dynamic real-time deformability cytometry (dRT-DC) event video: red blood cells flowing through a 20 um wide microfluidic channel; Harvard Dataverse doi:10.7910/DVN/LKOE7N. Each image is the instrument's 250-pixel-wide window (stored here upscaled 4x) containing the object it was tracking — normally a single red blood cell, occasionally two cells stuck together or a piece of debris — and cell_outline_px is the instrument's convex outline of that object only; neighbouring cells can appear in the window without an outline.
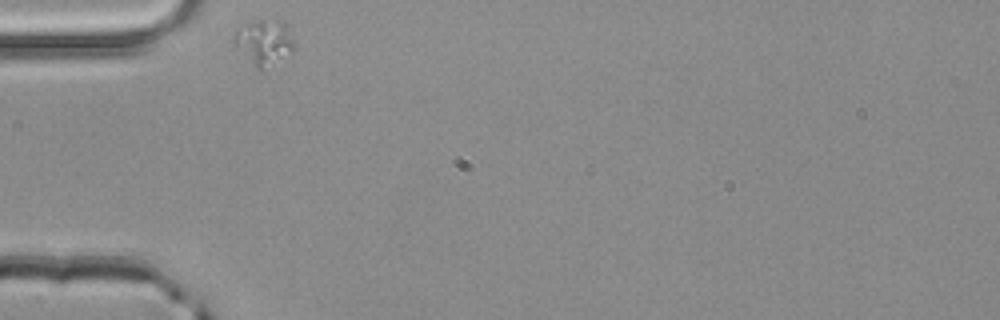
{"species": "common noctule bat (a hibernating species)", "species_latin": "Nyctalus noctula", "temperature_condition": "room temperature", "stored_images_in_passage": 30, "camera_frame_rate_fps": 3000, "um_per_image_px": 0.085, "animal": {"sex": "male", "body_mass_g": 20.4}, "frame": {"image": 1, "passage_image": 1, "time_ms": 0.0, "image_size_px": [1000, 320], "cell_outline_px": [[292, 48], [260, 72], [232, 44], [232, 36], [236, 32], [248, 24], [256, 20], [284, 20], [292, 40]], "centroid_in_image_um": [22.36, 3.57], "position_along_channel_um": 62.6, "area_um2": 15.14}}